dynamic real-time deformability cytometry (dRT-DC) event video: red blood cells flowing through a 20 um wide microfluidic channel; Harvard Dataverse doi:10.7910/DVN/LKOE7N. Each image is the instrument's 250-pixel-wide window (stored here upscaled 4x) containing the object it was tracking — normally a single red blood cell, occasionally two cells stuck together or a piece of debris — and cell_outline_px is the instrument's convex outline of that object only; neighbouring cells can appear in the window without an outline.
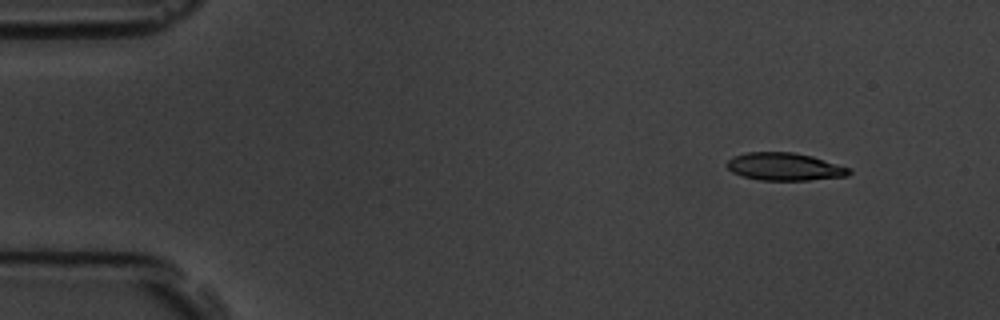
{"species": "common noctule bat (a hibernating species)", "species_latin": "Nyctalus noctula", "temperature_condition": "room temperature", "stored_images_in_passage": 6, "camera_frame_rate_fps": 3000, "um_per_image_px": 0.085, "animal": {"sex": "male", "body_mass_g": 19.5, "forearm_length_mm": 54.6}, "frame": {"image": 1, "passage_image": 2, "time_ms": 1.0, "image_size_px": [1000, 320], "cell_outline_px": [[852, 172], [848, 176], [808, 180], [760, 180], [744, 176], [732, 172], [724, 164], [732, 156], [748, 152], [792, 152], [812, 156], [852, 168]], "centroid_in_image_um": [66.7, 14.16], "position_along_channel_um": 18.3, "area_um2": 19.83}}
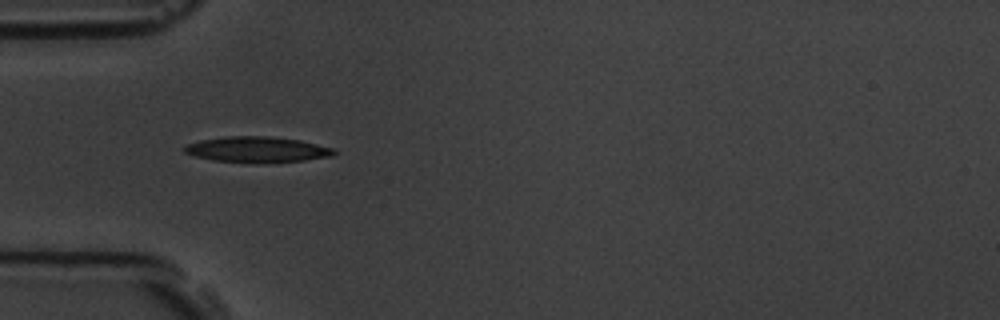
{"frame": {"image": 2, "passage_image": 5, "time_ms": 4.667, "image_size_px": [1000, 320], "cell_outline_px": [[336, 152], [332, 156], [304, 160], [212, 160], [196, 156], [184, 152], [184, 144], [200, 140], [228, 136], [268, 136], [300, 140], [332, 148]], "centroid_in_image_um": [21.81, 12.65], "position_along_channel_um": 63.2, "area_um2": 21.21}}
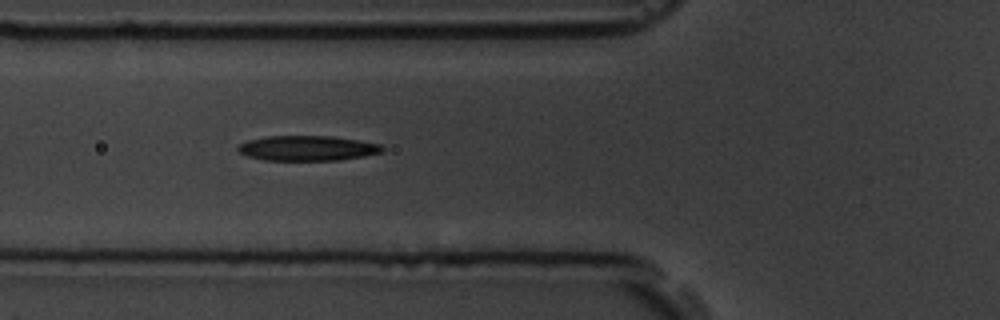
{"frame": {"image": 3, "passage_image": 6, "time_ms": 5.667, "image_size_px": [1000, 320], "cell_outline_px": [[384, 148], [380, 152], [364, 156], [340, 160], [264, 160], [248, 156], [240, 152], [236, 148], [240, 144], [248, 140], [264, 136], [332, 136], [384, 144]], "centroid_in_image_um": [26.14, 12.59], "position_along_channel_um": 99.7, "area_um2": 21.1}}